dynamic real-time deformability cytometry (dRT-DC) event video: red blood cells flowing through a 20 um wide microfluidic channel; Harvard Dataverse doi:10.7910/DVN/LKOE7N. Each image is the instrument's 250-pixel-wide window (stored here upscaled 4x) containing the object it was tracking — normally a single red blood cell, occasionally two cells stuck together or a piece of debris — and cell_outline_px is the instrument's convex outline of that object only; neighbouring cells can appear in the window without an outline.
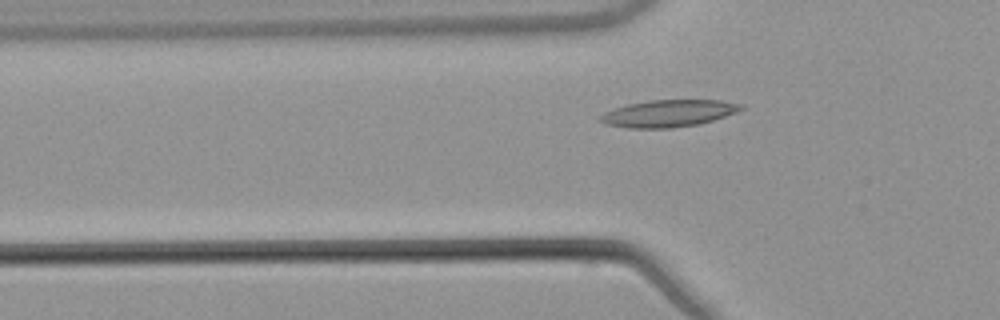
{"species": "common noctule bat (a hibernating species)", "species_latin": "Nyctalus noctula", "temperature_condition": "warm", "stored_images_in_passage": 34, "camera_frame_rate_fps": 3000, "um_per_image_px": 0.085, "animal": {"sex": "male", "body_mass_g": 21.5, "forearm_length_mm": 52.0}, "frame": {"image": 1, "passage_image": 5, "time_ms": 1.333, "image_size_px": [1000, 320], "cell_outline_px": [[744, 108], [736, 112], [700, 124], [672, 128], [628, 128], [604, 124], [596, 120], [596, 116], [604, 112], [628, 104], [648, 100], [720, 100], [740, 104]], "centroid_in_image_um": [56.73, 9.64], "position_along_channel_um": 69.1, "area_um2": 22.25}}
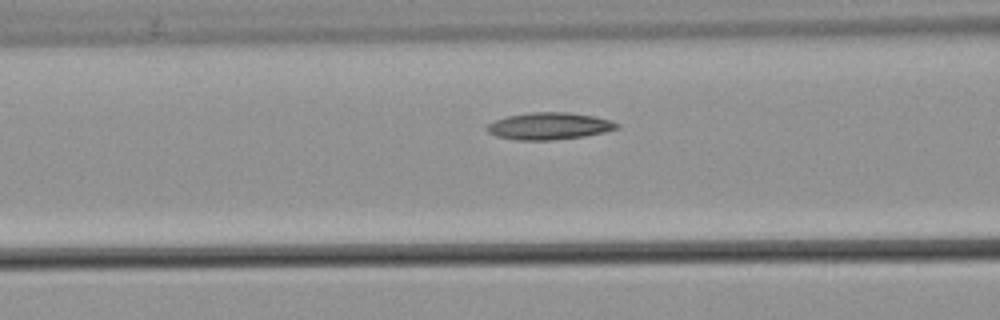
{"frame": {"image": 2, "passage_image": 9, "time_ms": 2.667, "image_size_px": [1000, 320], "cell_outline_px": [[620, 128], [604, 132], [584, 136], [552, 140], [516, 140], [496, 136], [488, 132], [484, 128], [488, 124], [496, 120], [508, 116], [532, 112], [568, 112], [596, 116], [612, 120], [620, 124]], "centroid_in_image_um": [46.71, 10.71], "position_along_channel_um": 119.9, "area_um2": 20.58}}
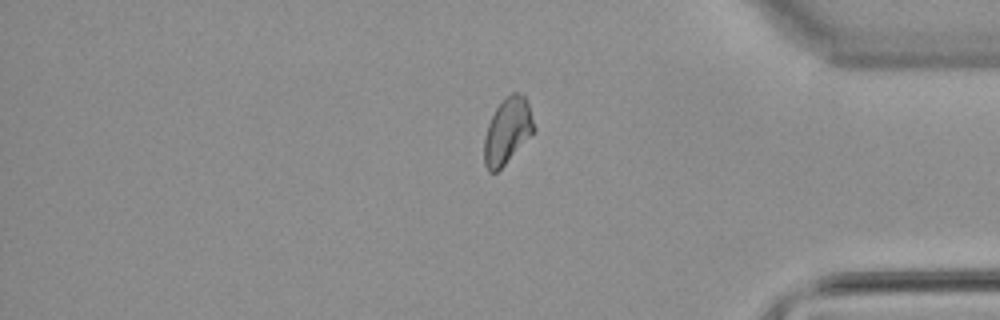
{"frame": {"image": 3, "passage_image": 32, "time_ms": 10.333, "image_size_px": [1000, 320], "cell_outline_px": [[536, 128], [504, 164], [496, 172], [488, 172], [484, 164], [484, 136], [488, 124], [496, 108], [512, 92], [520, 92], [524, 96], [528, 104]], "centroid_in_image_um": [43.11, 11.12], "position_along_channel_um": 392.1, "area_um2": 18.61}}